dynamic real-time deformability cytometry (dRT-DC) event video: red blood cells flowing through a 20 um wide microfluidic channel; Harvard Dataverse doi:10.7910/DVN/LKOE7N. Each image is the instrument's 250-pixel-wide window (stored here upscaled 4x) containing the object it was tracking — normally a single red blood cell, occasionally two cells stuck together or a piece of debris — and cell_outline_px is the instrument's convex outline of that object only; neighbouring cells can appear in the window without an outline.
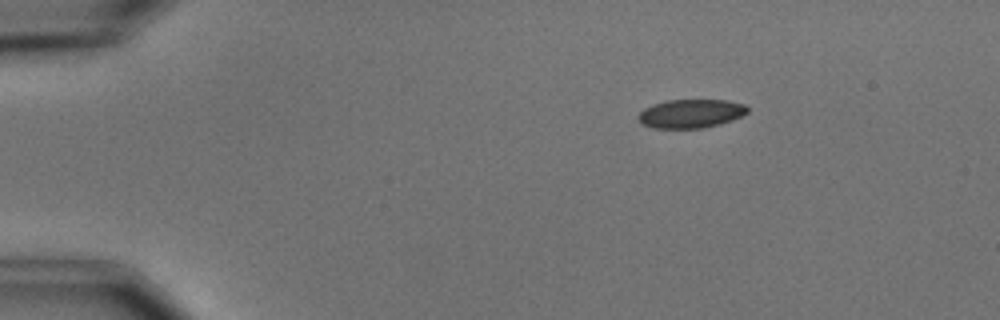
{"species": "common noctule bat (a hibernating species)", "species_latin": "Nyctalus noctula", "temperature_condition": "cold", "stored_images_in_passage": 5, "camera_frame_rate_fps": 3000, "um_per_image_px": 0.085, "animal": {"sex": "male", "body_mass_g": 15.6}, "frame": {"image": 1, "passage_image": 3, "time_ms": 2.333, "image_size_px": [1000, 320], "cell_outline_px": [[748, 112], [732, 120], [720, 124], [700, 128], [652, 128], [644, 124], [636, 116], [644, 108], [652, 104], [668, 100], [728, 100], [744, 104], [748, 108]], "centroid_in_image_um": [58.71, 9.65], "position_along_channel_um": 26.3, "area_um2": 18.21}}